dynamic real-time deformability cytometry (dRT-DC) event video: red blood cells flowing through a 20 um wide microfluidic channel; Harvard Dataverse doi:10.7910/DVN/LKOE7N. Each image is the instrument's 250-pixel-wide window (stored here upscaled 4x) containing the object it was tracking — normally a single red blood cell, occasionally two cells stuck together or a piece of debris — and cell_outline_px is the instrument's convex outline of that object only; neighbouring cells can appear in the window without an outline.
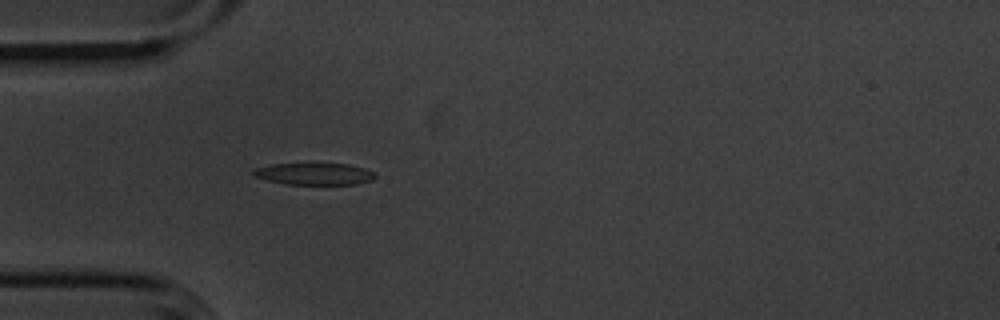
{"species": "common noctule bat (a hibernating species)", "species_latin": "Nyctalus noctula", "temperature_condition": "cold", "stored_images_in_passage": 34, "camera_frame_rate_fps": 3000, "um_per_image_px": 0.085, "animal": {"sex": "male", "body_mass_g": 20.1, "forearm_length_mm": 53.5}, "frame": {"image": 1, "passage_image": 1, "time_ms": 0.0, "image_size_px": [1000, 320], "cell_outline_px": [[376, 176], [372, 180], [356, 184], [288, 184], [268, 180], [252, 176], [248, 172], [256, 168], [272, 164], [308, 160], [348, 164], [364, 168], [372, 172]], "centroid_in_image_um": [26.64, 14.72], "position_along_channel_um": 58.4, "area_um2": 16.47}}
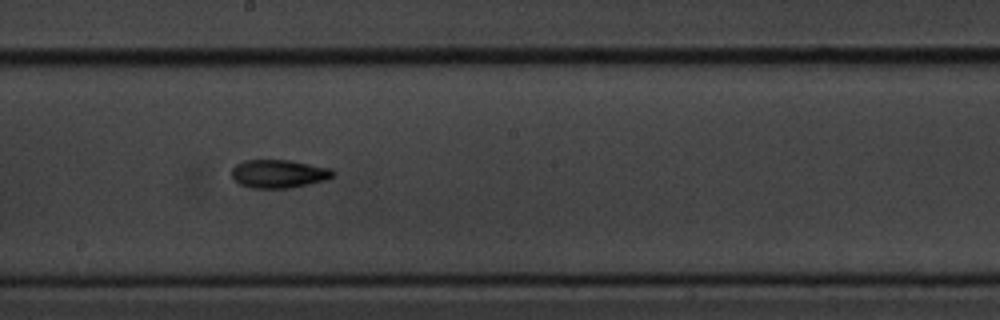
{"frame": {"image": 2, "passage_image": 15, "time_ms": 4.667, "image_size_px": [1000, 320], "cell_outline_px": [[336, 176], [324, 180], [292, 188], [252, 188], [240, 184], [232, 176], [232, 168], [236, 164], [244, 160], [288, 160], [332, 168], [336, 172]], "centroid_in_image_um": [23.73, 14.77], "position_along_channel_um": 224.5, "area_um2": 16.76}}
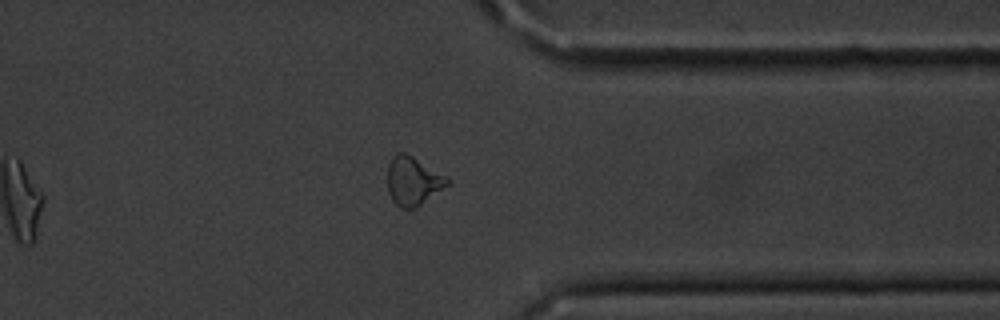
{"frame": {"image": 3, "passage_image": 28, "time_ms": 9.0, "image_size_px": [1000, 320], "cell_outline_px": [[452, 180], [448, 184], [416, 208], [400, 208], [392, 200], [388, 192], [388, 164], [392, 156], [396, 152], [404, 152], [412, 156], [448, 176]], "centroid_in_image_um": [35.1, 15.37], "position_along_channel_um": 376.3, "area_um2": 16.99}, "authors_computed_cell_mechanics": {"area_um2": 16.0106, "velocity_mm_per_s": 3.6247, "shape_relaxation_time_tau1_ms": 3.1012, "shape_relaxation_time_tau2_ms": 6.7253, "deformation_change_tau1": 0.1511, "deformation_change_tau2": 0.1609}}